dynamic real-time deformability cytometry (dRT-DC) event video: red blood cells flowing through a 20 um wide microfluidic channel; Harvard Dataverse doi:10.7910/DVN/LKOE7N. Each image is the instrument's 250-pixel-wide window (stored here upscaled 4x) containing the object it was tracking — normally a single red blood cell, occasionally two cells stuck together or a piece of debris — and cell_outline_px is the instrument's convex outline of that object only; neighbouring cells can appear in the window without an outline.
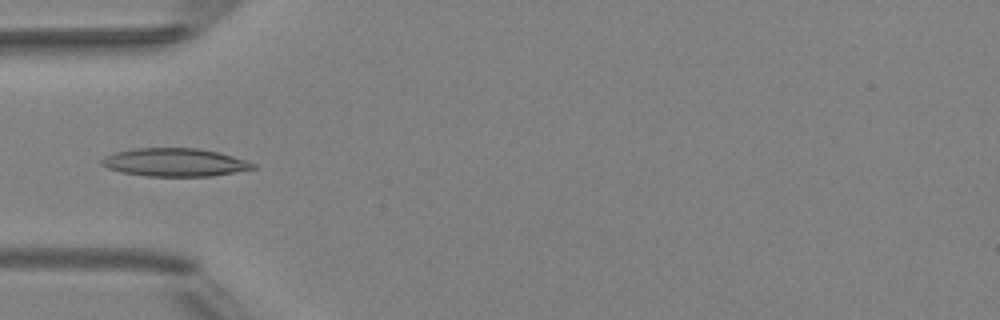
{"species": "Egyptian fruit bat (a non-hibernating species)", "species_latin": "Rousettus aegyptiacus", "temperature_condition": "room temperature", "stored_images_in_passage": 5, "camera_frame_rate_fps": 3000, "um_per_image_px": 0.085, "animal": {"sex": "female"}, "frame": {"image": 1, "passage_image": 4, "time_ms": 4.333, "image_size_px": [1000, 320], "cell_outline_px": [[256, 168], [212, 176], [148, 176], [120, 172], [108, 168], [100, 164], [100, 160], [104, 156], [116, 152], [136, 148], [196, 148], [220, 152], [256, 164]], "centroid_in_image_um": [14.83, 13.8], "position_along_channel_um": 70.2, "area_um2": 24.74}}
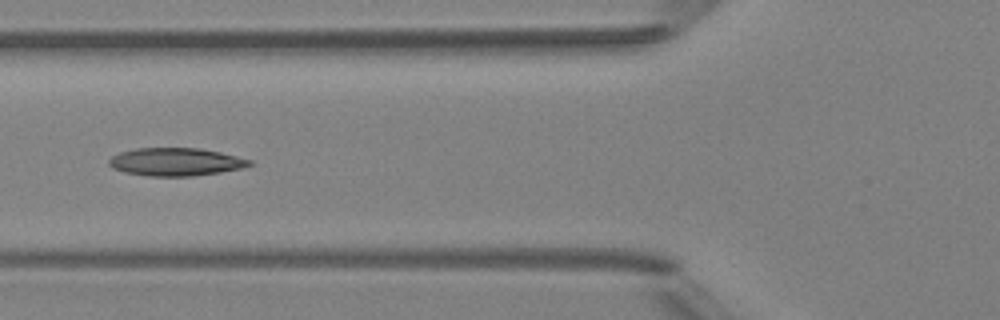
{"frame": {"image": 2, "passage_image": 5, "time_ms": 5.333, "image_size_px": [1000, 320], "cell_outline_px": [[252, 164], [240, 168], [220, 172], [192, 176], [148, 176], [124, 172], [112, 168], [108, 164], [108, 160], [112, 156], [120, 152], [136, 148], [196, 148], [220, 152], [252, 160]], "centroid_in_image_um": [14.89, 13.76], "position_along_channel_um": 110.9, "area_um2": 22.77}}